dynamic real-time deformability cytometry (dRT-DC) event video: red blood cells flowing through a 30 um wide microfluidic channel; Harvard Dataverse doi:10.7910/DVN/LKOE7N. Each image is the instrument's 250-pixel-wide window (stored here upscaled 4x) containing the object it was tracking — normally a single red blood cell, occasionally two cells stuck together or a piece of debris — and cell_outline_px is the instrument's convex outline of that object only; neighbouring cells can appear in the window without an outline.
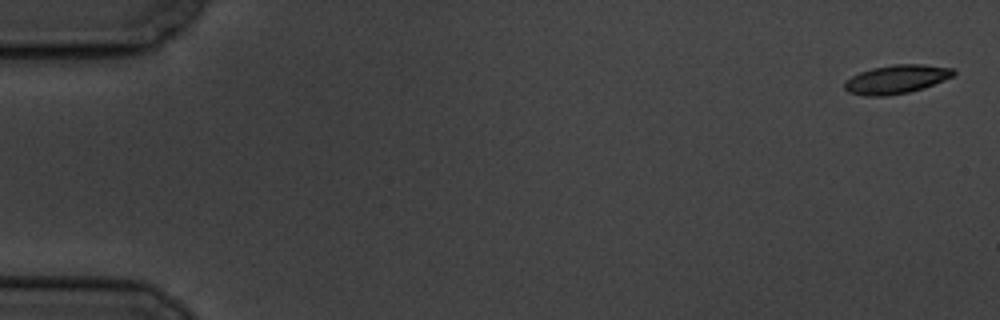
{"species": "common noctule bat (a hibernating species)", "species_latin": "Nyctalus noctula", "temperature_condition": "cold", "stored_images_in_passage": 6, "camera_frame_rate_fps": 3000, "um_per_image_px": 0.085, "animal": {"sex": "male", "body_mass_g": 19.5, "forearm_length_mm": 54.6}, "frame": {"image": 1, "passage_image": 1, "time_ms": 0.0, "image_size_px": [1000, 320], "cell_outline_px": [[956, 72], [952, 76], [944, 80], [924, 88], [908, 92], [884, 96], [864, 96], [848, 92], [844, 88], [844, 80], [860, 72], [872, 68], [892, 64], [924, 64], [952, 68]], "centroid_in_image_um": [76.17, 6.73], "position_along_channel_um": 8.8, "area_um2": 18.26}}
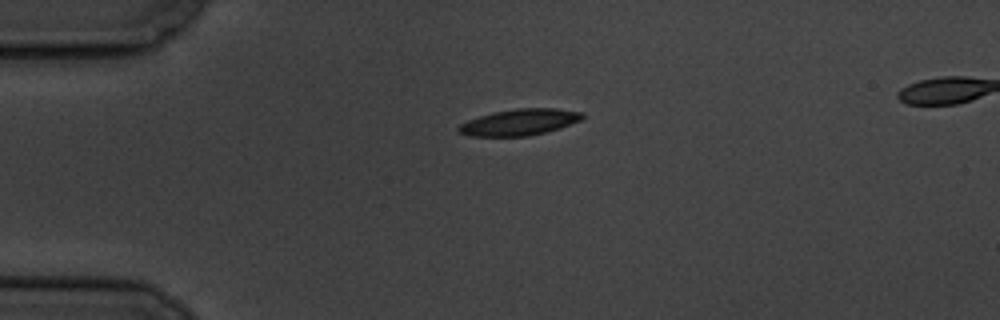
{"frame": {"image": 2, "passage_image": 4, "time_ms": 4.333, "image_size_px": [1000, 320], "cell_outline_px": [[584, 116], [580, 120], [560, 128], [528, 136], [472, 136], [456, 132], [456, 128], [460, 124], [468, 120], [492, 112], [516, 108], [556, 108], [584, 112]], "centroid_in_image_um": [44.14, 10.38], "position_along_channel_um": 40.9, "area_um2": 19.02}}
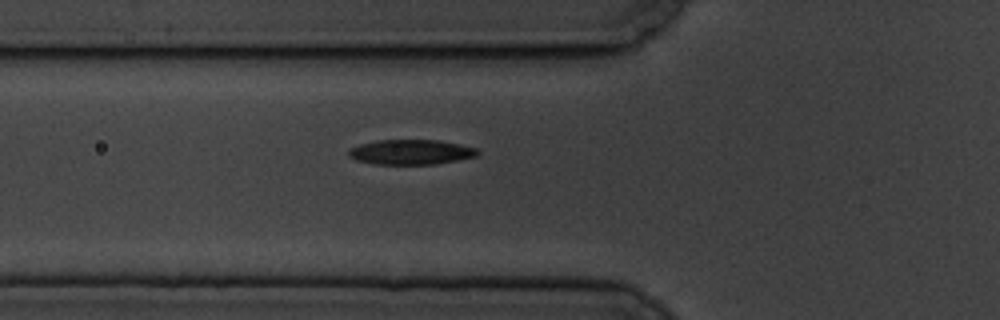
{"frame": {"image": 3, "passage_image": 6, "time_ms": 6.667, "image_size_px": [1000, 320], "cell_outline_px": [[480, 152], [476, 156], [436, 164], [376, 164], [356, 160], [348, 156], [348, 148], [360, 144], [376, 140], [436, 140], [460, 144], [476, 148]], "centroid_in_image_um": [34.89, 12.92], "position_along_channel_um": 90.9, "area_um2": 18.73}}